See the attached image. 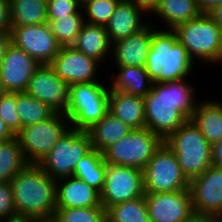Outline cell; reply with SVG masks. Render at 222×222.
Masks as SVG:
<instances>
[{"label": "cell", "instance_id": "1", "mask_svg": "<svg viewBox=\"0 0 222 222\" xmlns=\"http://www.w3.org/2000/svg\"><path fill=\"white\" fill-rule=\"evenodd\" d=\"M186 80L153 82L144 97L146 128L163 141L190 119L196 108L195 86Z\"/></svg>", "mask_w": 222, "mask_h": 222}, {"label": "cell", "instance_id": "2", "mask_svg": "<svg viewBox=\"0 0 222 222\" xmlns=\"http://www.w3.org/2000/svg\"><path fill=\"white\" fill-rule=\"evenodd\" d=\"M10 183L18 220L54 218L57 209L56 180L37 164H29Z\"/></svg>", "mask_w": 222, "mask_h": 222}, {"label": "cell", "instance_id": "3", "mask_svg": "<svg viewBox=\"0 0 222 222\" xmlns=\"http://www.w3.org/2000/svg\"><path fill=\"white\" fill-rule=\"evenodd\" d=\"M195 63L170 29H156L146 58V72L156 83L176 82L192 74Z\"/></svg>", "mask_w": 222, "mask_h": 222}, {"label": "cell", "instance_id": "4", "mask_svg": "<svg viewBox=\"0 0 222 222\" xmlns=\"http://www.w3.org/2000/svg\"><path fill=\"white\" fill-rule=\"evenodd\" d=\"M110 87L103 80L68 86L66 117L70 128L86 132L109 113Z\"/></svg>", "mask_w": 222, "mask_h": 222}, {"label": "cell", "instance_id": "5", "mask_svg": "<svg viewBox=\"0 0 222 222\" xmlns=\"http://www.w3.org/2000/svg\"><path fill=\"white\" fill-rule=\"evenodd\" d=\"M173 31L194 63L202 60L205 64L218 66L222 52V28L206 13L179 24Z\"/></svg>", "mask_w": 222, "mask_h": 222}, {"label": "cell", "instance_id": "6", "mask_svg": "<svg viewBox=\"0 0 222 222\" xmlns=\"http://www.w3.org/2000/svg\"><path fill=\"white\" fill-rule=\"evenodd\" d=\"M164 143L176 155L178 164L189 181L212 166L211 145L191 119L172 133Z\"/></svg>", "mask_w": 222, "mask_h": 222}, {"label": "cell", "instance_id": "7", "mask_svg": "<svg viewBox=\"0 0 222 222\" xmlns=\"http://www.w3.org/2000/svg\"><path fill=\"white\" fill-rule=\"evenodd\" d=\"M164 141L147 128L132 129L124 138L106 148V164L145 168Z\"/></svg>", "mask_w": 222, "mask_h": 222}, {"label": "cell", "instance_id": "8", "mask_svg": "<svg viewBox=\"0 0 222 222\" xmlns=\"http://www.w3.org/2000/svg\"><path fill=\"white\" fill-rule=\"evenodd\" d=\"M91 150L89 134L69 128L38 166L55 180L73 176L77 162Z\"/></svg>", "mask_w": 222, "mask_h": 222}, {"label": "cell", "instance_id": "9", "mask_svg": "<svg viewBox=\"0 0 222 222\" xmlns=\"http://www.w3.org/2000/svg\"><path fill=\"white\" fill-rule=\"evenodd\" d=\"M70 128L65 114L55 113L51 118L32 124L15 135L29 164H39Z\"/></svg>", "mask_w": 222, "mask_h": 222}, {"label": "cell", "instance_id": "10", "mask_svg": "<svg viewBox=\"0 0 222 222\" xmlns=\"http://www.w3.org/2000/svg\"><path fill=\"white\" fill-rule=\"evenodd\" d=\"M144 192L162 193L189 189L174 152L163 142L143 169Z\"/></svg>", "mask_w": 222, "mask_h": 222}, {"label": "cell", "instance_id": "11", "mask_svg": "<svg viewBox=\"0 0 222 222\" xmlns=\"http://www.w3.org/2000/svg\"><path fill=\"white\" fill-rule=\"evenodd\" d=\"M143 170L131 166L107 164L103 190L100 192L101 205L109 207L143 197Z\"/></svg>", "mask_w": 222, "mask_h": 222}, {"label": "cell", "instance_id": "12", "mask_svg": "<svg viewBox=\"0 0 222 222\" xmlns=\"http://www.w3.org/2000/svg\"><path fill=\"white\" fill-rule=\"evenodd\" d=\"M11 43L33 57L40 65L50 64L61 46L47 23L11 27Z\"/></svg>", "mask_w": 222, "mask_h": 222}, {"label": "cell", "instance_id": "13", "mask_svg": "<svg viewBox=\"0 0 222 222\" xmlns=\"http://www.w3.org/2000/svg\"><path fill=\"white\" fill-rule=\"evenodd\" d=\"M150 222H194L189 189L175 192L145 193Z\"/></svg>", "mask_w": 222, "mask_h": 222}, {"label": "cell", "instance_id": "14", "mask_svg": "<svg viewBox=\"0 0 222 222\" xmlns=\"http://www.w3.org/2000/svg\"><path fill=\"white\" fill-rule=\"evenodd\" d=\"M194 214L222 213V168L210 166L189 182Z\"/></svg>", "mask_w": 222, "mask_h": 222}, {"label": "cell", "instance_id": "15", "mask_svg": "<svg viewBox=\"0 0 222 222\" xmlns=\"http://www.w3.org/2000/svg\"><path fill=\"white\" fill-rule=\"evenodd\" d=\"M26 93L49 106L55 113L66 114L68 85L49 64L40 65L31 77Z\"/></svg>", "mask_w": 222, "mask_h": 222}, {"label": "cell", "instance_id": "16", "mask_svg": "<svg viewBox=\"0 0 222 222\" xmlns=\"http://www.w3.org/2000/svg\"><path fill=\"white\" fill-rule=\"evenodd\" d=\"M49 65L68 86L75 83L100 81L97 70L101 64L73 46L61 47Z\"/></svg>", "mask_w": 222, "mask_h": 222}, {"label": "cell", "instance_id": "17", "mask_svg": "<svg viewBox=\"0 0 222 222\" xmlns=\"http://www.w3.org/2000/svg\"><path fill=\"white\" fill-rule=\"evenodd\" d=\"M40 64L12 43L0 64V77L6 92H26L29 81Z\"/></svg>", "mask_w": 222, "mask_h": 222}, {"label": "cell", "instance_id": "18", "mask_svg": "<svg viewBox=\"0 0 222 222\" xmlns=\"http://www.w3.org/2000/svg\"><path fill=\"white\" fill-rule=\"evenodd\" d=\"M154 26V27H153ZM157 28L148 23L139 32L118 40L112 44L111 54L115 62L114 67L124 66H146V58L153 37V32Z\"/></svg>", "mask_w": 222, "mask_h": 222}, {"label": "cell", "instance_id": "19", "mask_svg": "<svg viewBox=\"0 0 222 222\" xmlns=\"http://www.w3.org/2000/svg\"><path fill=\"white\" fill-rule=\"evenodd\" d=\"M57 208L103 207L100 192L75 176L56 180Z\"/></svg>", "mask_w": 222, "mask_h": 222}, {"label": "cell", "instance_id": "20", "mask_svg": "<svg viewBox=\"0 0 222 222\" xmlns=\"http://www.w3.org/2000/svg\"><path fill=\"white\" fill-rule=\"evenodd\" d=\"M144 14L131 0H120L105 26L110 43L125 39L143 29L149 23L142 20Z\"/></svg>", "mask_w": 222, "mask_h": 222}, {"label": "cell", "instance_id": "21", "mask_svg": "<svg viewBox=\"0 0 222 222\" xmlns=\"http://www.w3.org/2000/svg\"><path fill=\"white\" fill-rule=\"evenodd\" d=\"M109 112L131 129L146 128L144 97L110 89Z\"/></svg>", "mask_w": 222, "mask_h": 222}, {"label": "cell", "instance_id": "22", "mask_svg": "<svg viewBox=\"0 0 222 222\" xmlns=\"http://www.w3.org/2000/svg\"><path fill=\"white\" fill-rule=\"evenodd\" d=\"M73 47L102 65L105 63V58L111 56L112 44L109 41L105 26L85 22ZM109 54L110 56H108Z\"/></svg>", "mask_w": 222, "mask_h": 222}, {"label": "cell", "instance_id": "23", "mask_svg": "<svg viewBox=\"0 0 222 222\" xmlns=\"http://www.w3.org/2000/svg\"><path fill=\"white\" fill-rule=\"evenodd\" d=\"M221 102L209 99L197 103L190 118L210 145L222 139Z\"/></svg>", "mask_w": 222, "mask_h": 222}, {"label": "cell", "instance_id": "24", "mask_svg": "<svg viewBox=\"0 0 222 222\" xmlns=\"http://www.w3.org/2000/svg\"><path fill=\"white\" fill-rule=\"evenodd\" d=\"M115 69L118 73L114 74L113 71V80L111 78L112 82L109 83L111 90L141 97H145L152 90L153 81L145 67L124 66Z\"/></svg>", "mask_w": 222, "mask_h": 222}, {"label": "cell", "instance_id": "25", "mask_svg": "<svg viewBox=\"0 0 222 222\" xmlns=\"http://www.w3.org/2000/svg\"><path fill=\"white\" fill-rule=\"evenodd\" d=\"M131 130L127 124L109 112L86 132L89 134L92 149L102 153L110 145L124 138Z\"/></svg>", "mask_w": 222, "mask_h": 222}, {"label": "cell", "instance_id": "26", "mask_svg": "<svg viewBox=\"0 0 222 222\" xmlns=\"http://www.w3.org/2000/svg\"><path fill=\"white\" fill-rule=\"evenodd\" d=\"M153 13L170 30L202 14L196 0H159Z\"/></svg>", "mask_w": 222, "mask_h": 222}, {"label": "cell", "instance_id": "27", "mask_svg": "<svg viewBox=\"0 0 222 222\" xmlns=\"http://www.w3.org/2000/svg\"><path fill=\"white\" fill-rule=\"evenodd\" d=\"M11 27L47 23V2L44 0H9Z\"/></svg>", "mask_w": 222, "mask_h": 222}, {"label": "cell", "instance_id": "28", "mask_svg": "<svg viewBox=\"0 0 222 222\" xmlns=\"http://www.w3.org/2000/svg\"><path fill=\"white\" fill-rule=\"evenodd\" d=\"M106 168L107 164L103 154L92 149L77 162L73 176L82 179L89 186L101 192L104 187Z\"/></svg>", "mask_w": 222, "mask_h": 222}, {"label": "cell", "instance_id": "29", "mask_svg": "<svg viewBox=\"0 0 222 222\" xmlns=\"http://www.w3.org/2000/svg\"><path fill=\"white\" fill-rule=\"evenodd\" d=\"M29 163L16 137L0 142V182H10Z\"/></svg>", "mask_w": 222, "mask_h": 222}, {"label": "cell", "instance_id": "30", "mask_svg": "<svg viewBox=\"0 0 222 222\" xmlns=\"http://www.w3.org/2000/svg\"><path fill=\"white\" fill-rule=\"evenodd\" d=\"M107 222H150L145 197L115 204L106 210Z\"/></svg>", "mask_w": 222, "mask_h": 222}, {"label": "cell", "instance_id": "31", "mask_svg": "<svg viewBox=\"0 0 222 222\" xmlns=\"http://www.w3.org/2000/svg\"><path fill=\"white\" fill-rule=\"evenodd\" d=\"M16 111L21 119V129L51 118L55 112L26 92L17 93Z\"/></svg>", "mask_w": 222, "mask_h": 222}, {"label": "cell", "instance_id": "32", "mask_svg": "<svg viewBox=\"0 0 222 222\" xmlns=\"http://www.w3.org/2000/svg\"><path fill=\"white\" fill-rule=\"evenodd\" d=\"M84 23V13H74L59 19H48L51 31L61 47L74 45Z\"/></svg>", "mask_w": 222, "mask_h": 222}, {"label": "cell", "instance_id": "33", "mask_svg": "<svg viewBox=\"0 0 222 222\" xmlns=\"http://www.w3.org/2000/svg\"><path fill=\"white\" fill-rule=\"evenodd\" d=\"M54 218L58 222H107L104 207L57 208Z\"/></svg>", "mask_w": 222, "mask_h": 222}, {"label": "cell", "instance_id": "34", "mask_svg": "<svg viewBox=\"0 0 222 222\" xmlns=\"http://www.w3.org/2000/svg\"><path fill=\"white\" fill-rule=\"evenodd\" d=\"M119 1L120 0H94L88 3L82 8L83 13H85V22L93 25L106 26L114 14Z\"/></svg>", "mask_w": 222, "mask_h": 222}, {"label": "cell", "instance_id": "35", "mask_svg": "<svg viewBox=\"0 0 222 222\" xmlns=\"http://www.w3.org/2000/svg\"><path fill=\"white\" fill-rule=\"evenodd\" d=\"M16 106L17 93L6 92L0 97V118L14 135L21 130V119L16 111Z\"/></svg>", "mask_w": 222, "mask_h": 222}, {"label": "cell", "instance_id": "36", "mask_svg": "<svg viewBox=\"0 0 222 222\" xmlns=\"http://www.w3.org/2000/svg\"><path fill=\"white\" fill-rule=\"evenodd\" d=\"M18 220L13 200V190L10 182H0V222Z\"/></svg>", "mask_w": 222, "mask_h": 222}, {"label": "cell", "instance_id": "37", "mask_svg": "<svg viewBox=\"0 0 222 222\" xmlns=\"http://www.w3.org/2000/svg\"><path fill=\"white\" fill-rule=\"evenodd\" d=\"M74 13H82V9L77 5L76 0H49L47 2L48 19H59Z\"/></svg>", "mask_w": 222, "mask_h": 222}, {"label": "cell", "instance_id": "38", "mask_svg": "<svg viewBox=\"0 0 222 222\" xmlns=\"http://www.w3.org/2000/svg\"><path fill=\"white\" fill-rule=\"evenodd\" d=\"M0 31L11 32V12L9 0H0Z\"/></svg>", "mask_w": 222, "mask_h": 222}, {"label": "cell", "instance_id": "39", "mask_svg": "<svg viewBox=\"0 0 222 222\" xmlns=\"http://www.w3.org/2000/svg\"><path fill=\"white\" fill-rule=\"evenodd\" d=\"M212 166L222 168V139L211 145Z\"/></svg>", "mask_w": 222, "mask_h": 222}, {"label": "cell", "instance_id": "40", "mask_svg": "<svg viewBox=\"0 0 222 222\" xmlns=\"http://www.w3.org/2000/svg\"><path fill=\"white\" fill-rule=\"evenodd\" d=\"M134 2L144 13L153 14L156 9L159 0H131Z\"/></svg>", "mask_w": 222, "mask_h": 222}, {"label": "cell", "instance_id": "41", "mask_svg": "<svg viewBox=\"0 0 222 222\" xmlns=\"http://www.w3.org/2000/svg\"><path fill=\"white\" fill-rule=\"evenodd\" d=\"M11 44V34L10 32L0 31V64L3 60V57L6 53L7 48Z\"/></svg>", "mask_w": 222, "mask_h": 222}, {"label": "cell", "instance_id": "42", "mask_svg": "<svg viewBox=\"0 0 222 222\" xmlns=\"http://www.w3.org/2000/svg\"><path fill=\"white\" fill-rule=\"evenodd\" d=\"M196 1L202 13H207L213 7L222 4V0H196Z\"/></svg>", "mask_w": 222, "mask_h": 222}, {"label": "cell", "instance_id": "43", "mask_svg": "<svg viewBox=\"0 0 222 222\" xmlns=\"http://www.w3.org/2000/svg\"><path fill=\"white\" fill-rule=\"evenodd\" d=\"M219 27L222 28V4L213 7L206 13Z\"/></svg>", "mask_w": 222, "mask_h": 222}, {"label": "cell", "instance_id": "44", "mask_svg": "<svg viewBox=\"0 0 222 222\" xmlns=\"http://www.w3.org/2000/svg\"><path fill=\"white\" fill-rule=\"evenodd\" d=\"M15 135L9 130L6 123L0 118V142L8 141Z\"/></svg>", "mask_w": 222, "mask_h": 222}, {"label": "cell", "instance_id": "45", "mask_svg": "<svg viewBox=\"0 0 222 222\" xmlns=\"http://www.w3.org/2000/svg\"><path fill=\"white\" fill-rule=\"evenodd\" d=\"M200 219L203 222H222V213H209Z\"/></svg>", "mask_w": 222, "mask_h": 222}, {"label": "cell", "instance_id": "46", "mask_svg": "<svg viewBox=\"0 0 222 222\" xmlns=\"http://www.w3.org/2000/svg\"><path fill=\"white\" fill-rule=\"evenodd\" d=\"M94 0H76L77 5L82 9L84 8L88 3L92 2Z\"/></svg>", "mask_w": 222, "mask_h": 222}, {"label": "cell", "instance_id": "47", "mask_svg": "<svg viewBox=\"0 0 222 222\" xmlns=\"http://www.w3.org/2000/svg\"><path fill=\"white\" fill-rule=\"evenodd\" d=\"M35 222H58V221L55 218H47V219L36 220Z\"/></svg>", "mask_w": 222, "mask_h": 222}, {"label": "cell", "instance_id": "48", "mask_svg": "<svg viewBox=\"0 0 222 222\" xmlns=\"http://www.w3.org/2000/svg\"><path fill=\"white\" fill-rule=\"evenodd\" d=\"M5 93H6V91L4 89V86H3V83H2V80L0 77V97H2Z\"/></svg>", "mask_w": 222, "mask_h": 222}, {"label": "cell", "instance_id": "49", "mask_svg": "<svg viewBox=\"0 0 222 222\" xmlns=\"http://www.w3.org/2000/svg\"><path fill=\"white\" fill-rule=\"evenodd\" d=\"M12 222H35V220H16V221H12Z\"/></svg>", "mask_w": 222, "mask_h": 222}, {"label": "cell", "instance_id": "50", "mask_svg": "<svg viewBox=\"0 0 222 222\" xmlns=\"http://www.w3.org/2000/svg\"><path fill=\"white\" fill-rule=\"evenodd\" d=\"M222 64V52L220 54V57H219V62H218V65Z\"/></svg>", "mask_w": 222, "mask_h": 222}, {"label": "cell", "instance_id": "51", "mask_svg": "<svg viewBox=\"0 0 222 222\" xmlns=\"http://www.w3.org/2000/svg\"><path fill=\"white\" fill-rule=\"evenodd\" d=\"M194 222H203L200 218H197Z\"/></svg>", "mask_w": 222, "mask_h": 222}]
</instances>
